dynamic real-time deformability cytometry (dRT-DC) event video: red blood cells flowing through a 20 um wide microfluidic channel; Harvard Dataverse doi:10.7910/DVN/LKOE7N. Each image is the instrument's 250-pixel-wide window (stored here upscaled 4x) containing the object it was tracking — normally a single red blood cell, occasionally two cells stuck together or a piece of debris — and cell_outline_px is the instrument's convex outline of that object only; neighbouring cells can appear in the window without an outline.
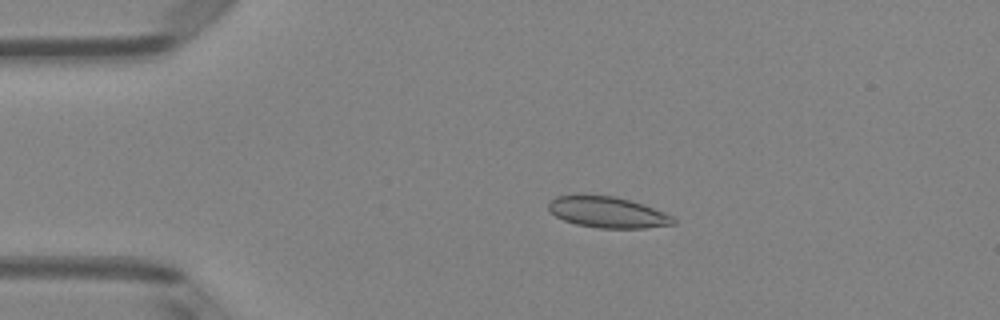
{"species": "Egyptian fruit bat (a non-hibernating species)", "species_latin": "Rousettus aegyptiacus", "temperature_condition": "room temperature", "stored_images_in_passage": 49, "camera_frame_rate_fps": 3000, "um_per_image_px": 0.085, "animal": {"sex": "female"}, "frame": {"image": 1, "passage_image": 10, "time_ms": 3.0, "image_size_px": [1000, 320], "cell_outline_px": [[676, 224], [644, 228], [600, 228], [576, 224], [564, 220], [556, 216], [548, 208], [548, 204], [556, 196], [584, 192], [616, 196], [632, 200], [664, 212], [672, 216], [676, 220]], "centroid_in_image_um": [51.63, 18.0], "position_along_channel_um": 33.4, "area_um2": 23.18}}
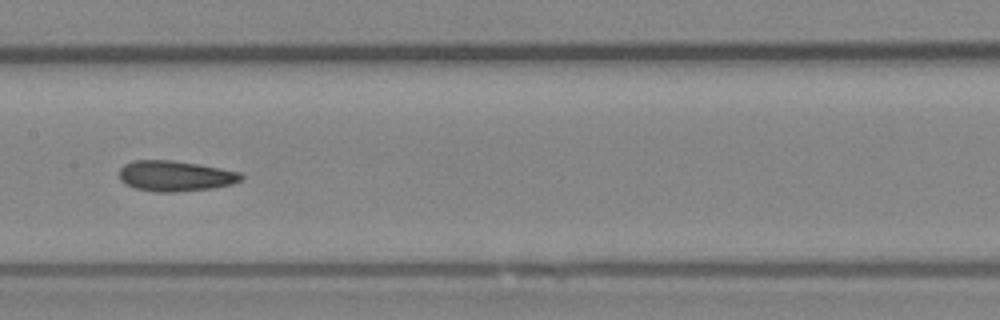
{"frame": {"image": 2, "passage_image": 25, "time_ms": 8.0, "image_size_px": [1000, 320], "cell_outline_px": [[244, 176], [240, 180], [232, 184], [212, 188], [172, 192], [156, 192], [136, 188], [124, 184], [120, 180], [120, 168], [124, 164], [132, 160], [172, 160], [220, 168], [240, 172]], "centroid_in_image_um": [14.87, 14.95], "position_along_channel_um": 192.5, "area_um2": 21.62}}
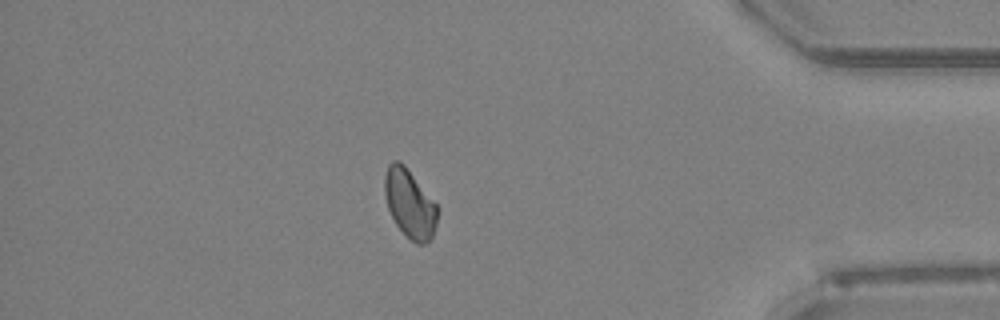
{"frame": {"image": 3, "passage_image": 43, "time_ms": 14.0, "image_size_px": [1000, 320], "cell_outline_px": [[436, 224], [432, 236], [424, 244], [416, 244], [396, 224], [388, 208], [384, 196], [384, 176], [388, 164], [392, 160], [400, 160], [404, 164], [436, 204]], "centroid_in_image_um": [34.78, 17.26], "position_along_channel_um": 400.4, "area_um2": 20.69}, "authors_computed_cell_mechanics": {"area_um2": 21.6172, "velocity_mm_per_s": 4.0696, "shape_relaxation_time_tau1_ms": null, "shape_relaxation_time_tau2_ms": 4.8683, "deformation_change_tau1": null, "deformation_change_tau2": 0.1002}}